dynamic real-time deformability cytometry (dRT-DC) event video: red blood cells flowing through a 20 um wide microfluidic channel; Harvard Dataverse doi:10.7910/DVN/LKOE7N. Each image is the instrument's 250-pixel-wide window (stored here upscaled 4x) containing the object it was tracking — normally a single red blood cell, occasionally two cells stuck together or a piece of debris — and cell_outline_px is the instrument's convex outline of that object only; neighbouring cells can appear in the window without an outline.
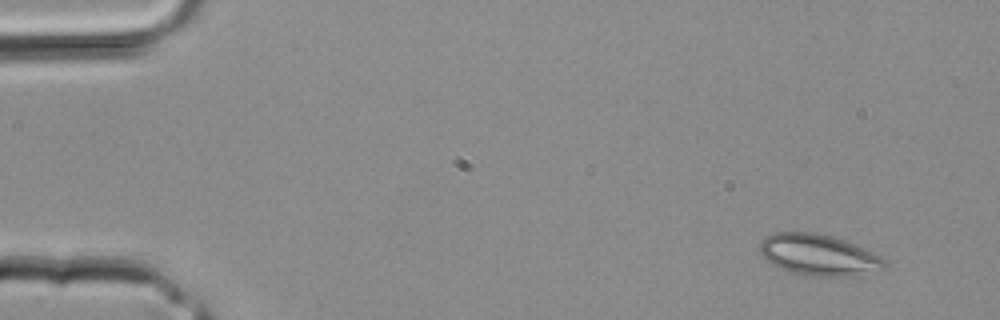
{"species": "common noctule bat (a hibernating species)", "species_latin": "Nyctalus noctula", "temperature_condition": "room temperature", "stored_images_in_passage": 3, "camera_frame_rate_fps": 3000, "um_per_image_px": 0.085, "animal": {"sex": "male", "body_mass_g": 20.4}, "frame": {"image": 1, "passage_image": 1, "time_ms": 0.0, "image_size_px": [1000, 320], "cell_outline_px": [[888, 268], [856, 276], [804, 276], [780, 268], [772, 264], [760, 252], [760, 244], [764, 236], [772, 232], [816, 232], [832, 236], [844, 240], [872, 252], [880, 256], [888, 264]], "centroid_in_image_um": [69.59, 21.67], "position_along_channel_um": 15.4, "area_um2": 30.11}}